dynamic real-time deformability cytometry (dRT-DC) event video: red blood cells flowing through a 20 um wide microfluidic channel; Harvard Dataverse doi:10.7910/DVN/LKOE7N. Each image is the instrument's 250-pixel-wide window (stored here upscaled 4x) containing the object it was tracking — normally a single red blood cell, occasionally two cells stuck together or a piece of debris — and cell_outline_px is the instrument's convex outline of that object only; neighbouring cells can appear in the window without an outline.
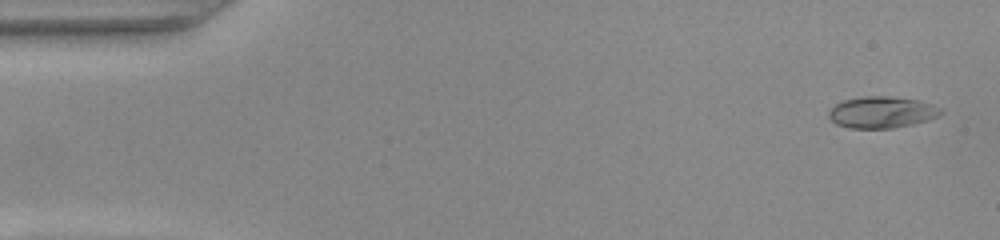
{"species": "common noctule bat (a hibernating species)", "species_latin": "Nyctalus noctula", "temperature_condition": "warm", "stored_images_in_passage": 52, "camera_frame_rate_fps": 3000, "um_per_image_px": 0.085, "animal": {"sex": "female", "body_mass_g": 22.0, "forearm_length_mm": 56.7}, "frame": {"image": 1, "passage_image": 2, "time_ms": 0.333, "image_size_px": [1000, 240], "cell_outline_px": [[944, 112], [940, 116], [928, 120], [912, 124], [892, 128], [848, 128], [836, 124], [828, 116], [828, 112], [840, 100], [860, 96], [892, 96], [920, 100], [932, 104], [940, 108]], "centroid_in_image_um": [74.96, 9.53], "position_along_channel_um": 10.0, "area_um2": 20.87}}
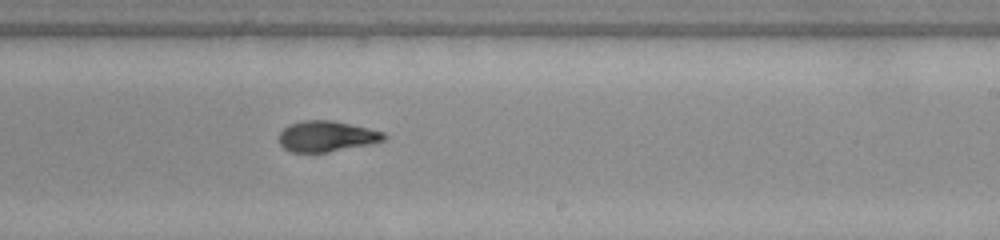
{"frame": {"image": 2, "passage_image": 31, "time_ms": 10.0, "image_size_px": [1000, 240], "cell_outline_px": [[388, 136], [384, 140], [368, 144], [328, 152], [292, 152], [284, 148], [280, 144], [280, 132], [288, 124], [304, 120], [332, 120], [368, 128], [384, 132]], "centroid_in_image_um": [27.75, 11.58], "position_along_channel_um": 261.2, "area_um2": 18.67}}
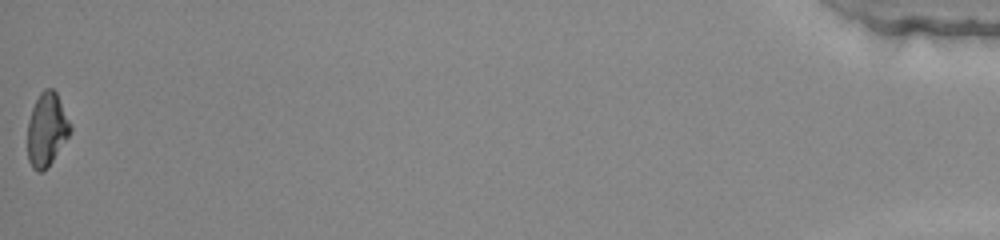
{"frame": {"image": 3, "passage_image": 52, "time_ms": 17.0, "image_size_px": [1000, 240], "cell_outline_px": [[72, 128], [68, 136], [44, 172], [36, 172], [32, 168], [28, 160], [28, 120], [32, 108], [40, 92], [44, 88], [52, 88], [56, 92], [72, 124]], "centroid_in_image_um": [3.97, 11.0], "position_along_channel_um": 431.2, "area_um2": 18.26}, "authors_computed_cell_mechanics": {"area_um2": 19.2185, "velocity_mm_per_s": 3.9012, "shape_relaxation_time_tau1_ms": 5.7202, "shape_relaxation_time_tau2_ms": 1.6962, "deformation_change_tau1": 0.244, "deformation_change_tau2": 0.0759}}